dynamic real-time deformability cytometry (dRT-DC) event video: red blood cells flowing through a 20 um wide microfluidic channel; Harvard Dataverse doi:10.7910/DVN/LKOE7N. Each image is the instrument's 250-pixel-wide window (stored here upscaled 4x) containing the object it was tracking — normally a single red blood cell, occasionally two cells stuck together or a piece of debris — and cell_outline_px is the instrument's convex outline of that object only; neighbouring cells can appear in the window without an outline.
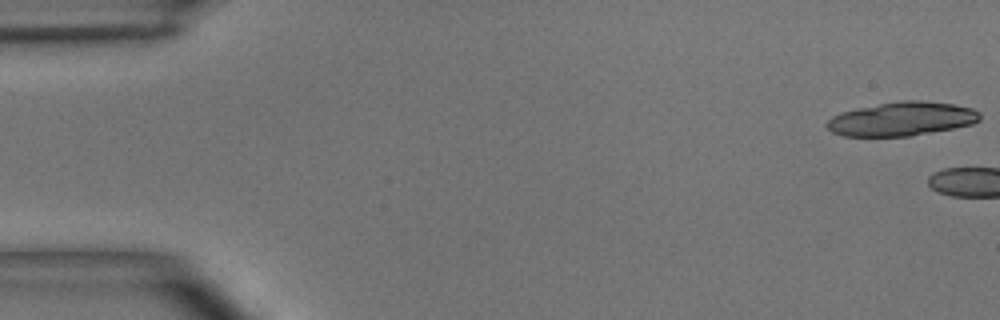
{"species": "common noctule bat (a hibernating species)", "species_latin": "Nyctalus noctula", "temperature_condition": "room temperature", "stored_images_in_passage": 6, "camera_frame_rate_fps": 3000, "um_per_image_px": 0.085, "animal": {"sex": "male", "body_mass_g": 15.6}, "frame": {"image": 1, "passage_image": 1, "time_ms": 0.0, "image_size_px": [1000, 320], "cell_outline_px": [[980, 120], [972, 124], [952, 128], [908, 136], [844, 136], [832, 132], [824, 124], [832, 116], [840, 112], [880, 104], [904, 100], [920, 100], [956, 104], [972, 108], [980, 112]], "centroid_in_image_um": [76.65, 10.1], "position_along_channel_um": 8.3, "area_um2": 30.0}}
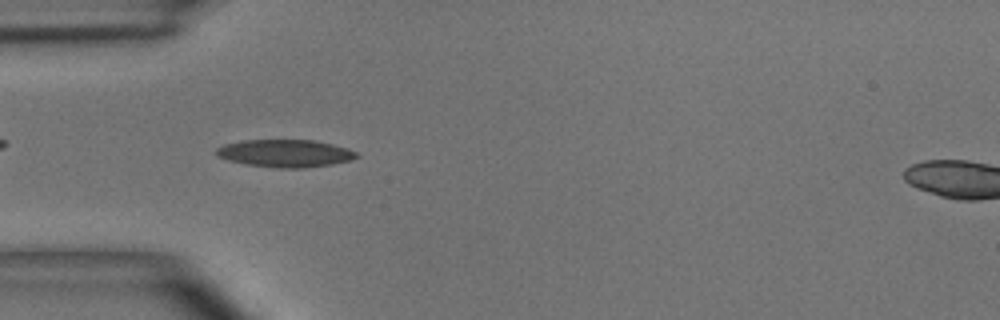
{"frame": {"image": 2, "passage_image": 5, "time_ms": 5.667, "image_size_px": [1000, 320], "cell_outline_px": [[360, 156], [348, 160], [332, 164], [304, 168], [276, 168], [248, 164], [228, 160], [216, 156], [216, 148], [224, 144], [244, 140], [312, 140], [332, 144], [348, 148], [356, 152]], "centroid_in_image_um": [24.23, 13.03], "position_along_channel_um": 60.8, "area_um2": 22.43}}
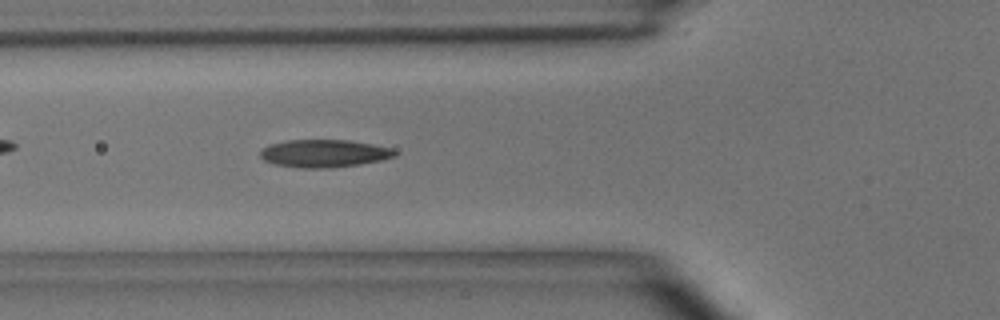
{"frame": {"image": 3, "passage_image": 6, "time_ms": 6.667, "image_size_px": [1000, 320], "cell_outline_px": [[396, 156], [380, 160], [360, 164], [324, 168], [300, 168], [272, 164], [264, 160], [260, 156], [260, 152], [268, 144], [288, 140], [348, 140], [372, 144], [392, 148], [396, 152]], "centroid_in_image_um": [27.52, 13.04], "position_along_channel_um": 98.3, "area_um2": 21.68}}